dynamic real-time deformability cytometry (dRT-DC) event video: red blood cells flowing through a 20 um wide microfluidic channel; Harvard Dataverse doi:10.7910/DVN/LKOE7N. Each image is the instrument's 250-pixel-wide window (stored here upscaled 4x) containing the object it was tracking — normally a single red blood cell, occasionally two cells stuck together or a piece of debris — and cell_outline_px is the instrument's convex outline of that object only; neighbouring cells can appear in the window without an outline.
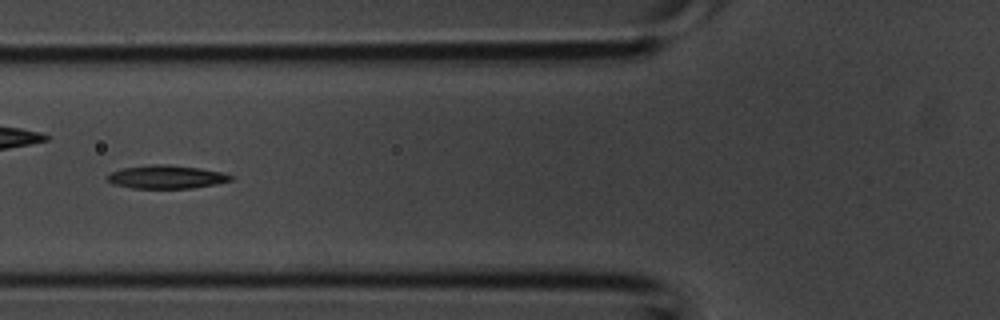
{"species": "common noctule bat (a hibernating species)", "species_latin": "Nyctalus noctula", "temperature_condition": "room temperature", "stored_images_in_passage": 5, "camera_frame_rate_fps": 3000, "um_per_image_px": 0.085, "animal": {"sex": "male", "body_mass_g": 20.1, "forearm_length_mm": 53.5}, "frame": {"image": 1, "passage_image": 5, "time_ms": 1.333, "image_size_px": [1000, 320], "cell_outline_px": [[236, 176], [232, 180], [216, 184], [192, 188], [132, 188], [112, 184], [108, 180], [108, 176], [112, 172], [124, 168], [152, 164], [168, 164], [200, 168], [224, 172]], "centroid_in_image_um": [14.21, 15.03], "position_along_channel_um": 111.6, "area_um2": 16.82}}